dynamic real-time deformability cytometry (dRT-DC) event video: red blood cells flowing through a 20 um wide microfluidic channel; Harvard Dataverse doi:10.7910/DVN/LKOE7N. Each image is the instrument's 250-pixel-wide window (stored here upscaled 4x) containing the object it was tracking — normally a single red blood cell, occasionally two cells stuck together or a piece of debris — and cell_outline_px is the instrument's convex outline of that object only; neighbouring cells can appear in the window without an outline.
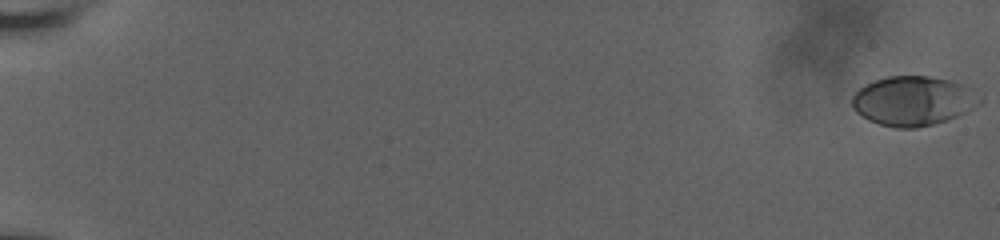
{"species": "human", "species_latin": "Homo sapiens", "temperature_condition": "room temperature", "stored_images_in_passage": 60, "camera_frame_rate_fps": 3000, "um_per_image_px": 0.085, "donor": {"sex": "male"}, "frame": {"image": 1, "passage_image": 1, "time_ms": 0.0, "image_size_px": [1000, 240], "cell_outline_px": [[984, 100], [980, 104], [956, 116], [932, 124], [916, 128], [896, 128], [880, 124], [868, 120], [856, 112], [852, 108], [852, 96], [860, 88], [876, 80], [888, 76], [928, 76], [952, 80], [960, 84]], "centroid_in_image_um": [77.58, 8.58], "position_along_channel_um": 7.4, "area_um2": 36.3}}
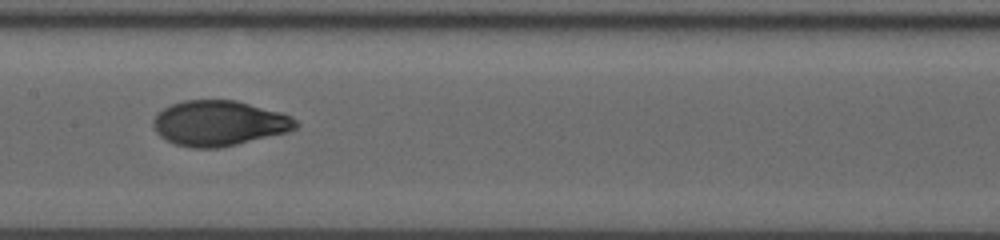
{"frame": {"image": 2, "passage_image": 34, "time_ms": 11.0, "image_size_px": [1000, 240], "cell_outline_px": [[300, 124], [296, 128], [288, 132], [220, 148], [192, 148], [176, 144], [160, 136], [156, 132], [152, 124], [152, 120], [156, 112], [172, 104], [184, 100], [236, 100], [280, 112], [292, 116]], "centroid_in_image_um": [18.62, 10.47], "position_along_channel_um": 188.8, "area_um2": 37.74}}
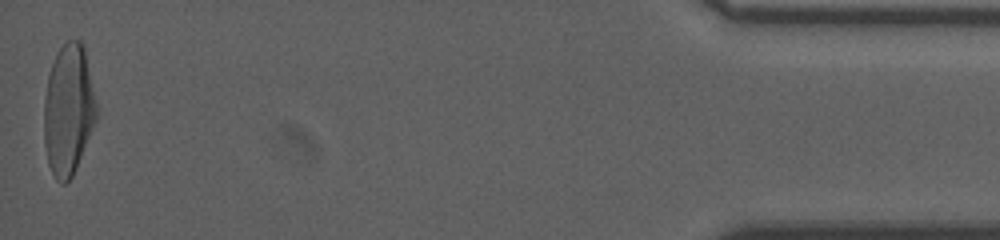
{"frame": {"image": 3, "passage_image": 60, "time_ms": 19.667, "image_size_px": [1000, 240], "cell_outline_px": [[96, 120], [76, 168], [72, 176], [64, 184], [60, 184], [56, 180], [48, 164], [44, 144], [44, 100], [48, 76], [56, 52], [68, 40], [80, 40], [84, 48], [96, 104]], "centroid_in_image_um": [5.79, 9.36], "position_along_channel_um": 429.4, "area_um2": 39.59}, "authors_computed_cell_mechanics": {"area_um2": 37.1076, "velocity_mm_per_s": 3.7169, "shape_relaxation_time_tau1_ms": 5.0937, "shape_relaxation_time_tau2_ms": 0.8126, "deformation_change_tau1": 0.2045, "deformation_change_tau2": 0.0461}}